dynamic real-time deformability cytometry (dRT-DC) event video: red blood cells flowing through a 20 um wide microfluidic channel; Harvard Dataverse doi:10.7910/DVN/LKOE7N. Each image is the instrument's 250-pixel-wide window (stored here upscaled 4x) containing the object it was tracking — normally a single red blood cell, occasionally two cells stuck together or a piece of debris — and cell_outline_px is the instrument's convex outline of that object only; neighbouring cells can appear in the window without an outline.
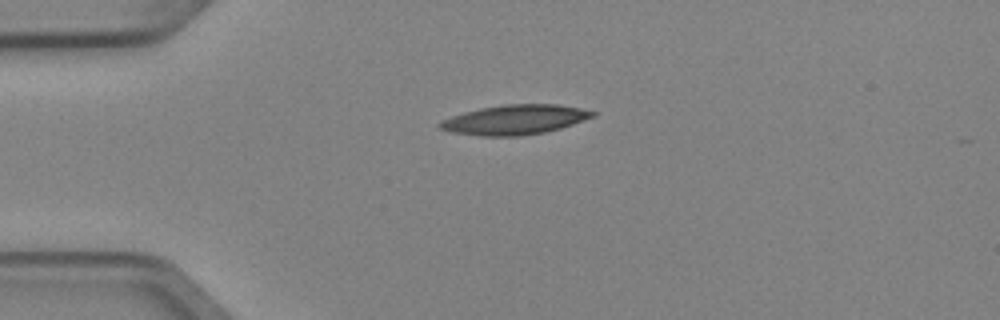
{"species": "Egyptian fruit bat (a non-hibernating species)", "species_latin": "Rousettus aegyptiacus", "temperature_condition": "cold", "stored_images_in_passage": 2, "camera_frame_rate_fps": 3000, "um_per_image_px": 0.085, "animal": {"sex": "female"}, "frame": {"image": 1, "passage_image": 1, "time_ms": 0.0, "image_size_px": [1000, 320], "cell_outline_px": [[596, 116], [560, 128], [544, 132], [520, 136], [484, 136], [452, 132], [440, 128], [436, 124], [452, 116], [464, 112], [480, 108], [504, 104], [556, 104], [580, 108], [596, 112]], "centroid_in_image_um": [43.77, 10.17], "position_along_channel_um": 41.2, "area_um2": 26.24}}